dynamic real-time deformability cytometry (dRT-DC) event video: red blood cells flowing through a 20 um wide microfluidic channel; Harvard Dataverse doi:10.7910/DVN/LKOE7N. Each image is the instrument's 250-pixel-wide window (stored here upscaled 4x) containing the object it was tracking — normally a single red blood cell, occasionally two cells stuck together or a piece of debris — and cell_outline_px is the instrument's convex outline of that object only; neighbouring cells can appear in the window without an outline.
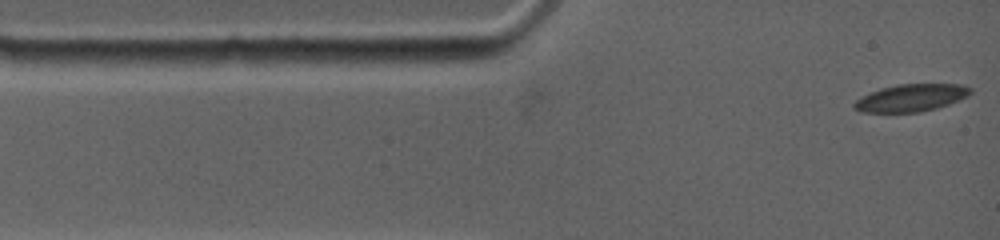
{"species": "common noctule bat (a hibernating species)", "species_latin": "Nyctalus noctula", "temperature_condition": "warm", "stored_images_in_passage": 5, "camera_frame_rate_fps": 4500, "um_per_image_px": 0.085, "animal": {"sex": "female", "body_mass_g": 19.0, "forearm_length_mm": 53.3}, "frame": {"image": 1, "passage_image": 1, "time_ms": 0.0, "image_size_px": [1000, 240], "cell_outline_px": [[972, 92], [968, 96], [960, 100], [936, 108], [920, 112], [860, 112], [852, 108], [852, 104], [856, 100], [880, 88], [896, 84], [960, 84], [972, 88]], "centroid_in_image_um": [77.45, 8.31], "position_along_channel_um": 7.6, "area_um2": 18.55}}
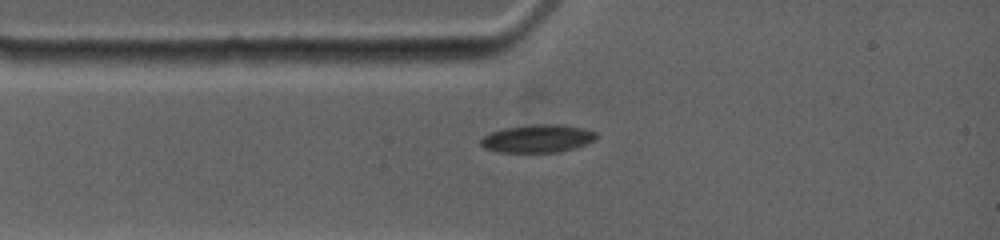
{"frame": {"image": 2, "passage_image": 3, "time_ms": 2.0, "image_size_px": [1000, 240], "cell_outline_px": [[596, 140], [572, 148], [556, 152], [500, 152], [484, 148], [480, 144], [480, 140], [484, 136], [492, 132], [504, 128], [528, 124], [560, 124], [584, 128], [596, 132]], "centroid_in_image_um": [45.68, 11.76], "position_along_channel_um": 39.3, "area_um2": 18.73}}
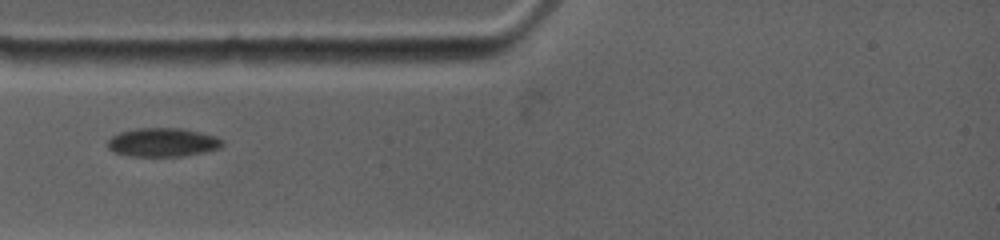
{"frame": {"image": 3, "passage_image": 4, "time_ms": 2.889, "image_size_px": [1000, 240], "cell_outline_px": [[224, 144], [220, 148], [208, 152], [180, 156], [132, 156], [112, 152], [108, 148], [108, 140], [112, 136], [120, 132], [136, 128], [180, 128], [200, 132], [216, 136], [224, 140]], "centroid_in_image_um": [13.86, 12.1], "position_along_channel_um": 71.1, "area_um2": 19.36}}